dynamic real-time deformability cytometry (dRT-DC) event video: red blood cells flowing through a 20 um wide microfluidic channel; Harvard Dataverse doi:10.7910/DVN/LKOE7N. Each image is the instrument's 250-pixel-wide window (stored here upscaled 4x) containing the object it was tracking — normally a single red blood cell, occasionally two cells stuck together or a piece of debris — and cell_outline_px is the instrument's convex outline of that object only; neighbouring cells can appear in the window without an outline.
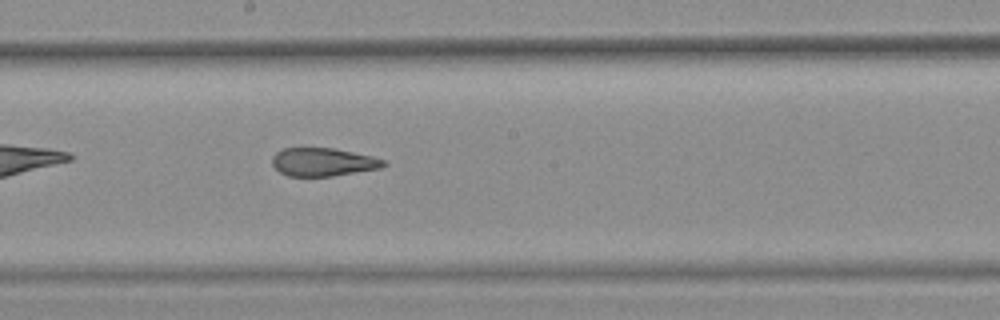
{"species": "common noctule bat (a hibernating species)", "species_latin": "Nyctalus noctula", "temperature_condition": "warm", "stored_images_in_passage": 23, "camera_frame_rate_fps": 3000, "um_per_image_px": 0.085, "animal": {"sex": "female", "body_mass_g": 25.1}, "frame": {"image": 1, "passage_image": 14, "time_ms": 4.333, "image_size_px": [1000, 320], "cell_outline_px": [[388, 164], [380, 168], [332, 176], [288, 176], [280, 172], [272, 164], [272, 156], [276, 152], [284, 148], [332, 148], [372, 156], [384, 160]], "centroid_in_image_um": [27.44, 13.77], "position_along_channel_um": 220.8, "area_um2": 18.21}}
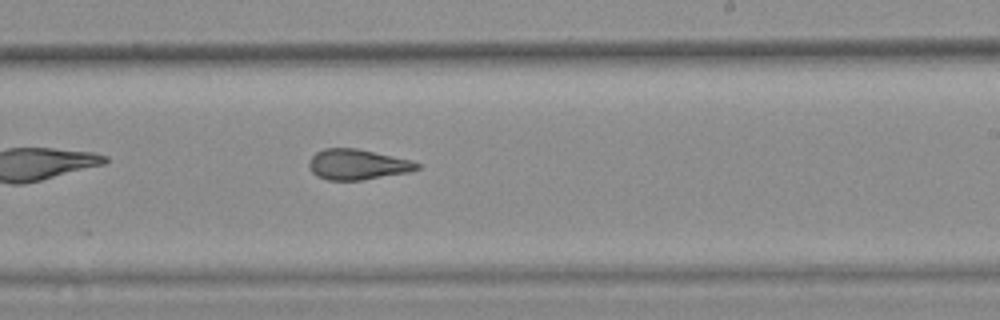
{"frame": {"image": 2, "passage_image": 17, "time_ms": 5.333, "image_size_px": [1000, 320], "cell_outline_px": [[420, 168], [408, 172], [360, 180], [328, 180], [316, 176], [312, 172], [308, 164], [308, 160], [316, 152], [324, 148], [356, 148], [412, 160], [420, 164]], "centroid_in_image_um": [30.36, 13.97], "position_along_channel_um": 258.6, "area_um2": 19.13}}